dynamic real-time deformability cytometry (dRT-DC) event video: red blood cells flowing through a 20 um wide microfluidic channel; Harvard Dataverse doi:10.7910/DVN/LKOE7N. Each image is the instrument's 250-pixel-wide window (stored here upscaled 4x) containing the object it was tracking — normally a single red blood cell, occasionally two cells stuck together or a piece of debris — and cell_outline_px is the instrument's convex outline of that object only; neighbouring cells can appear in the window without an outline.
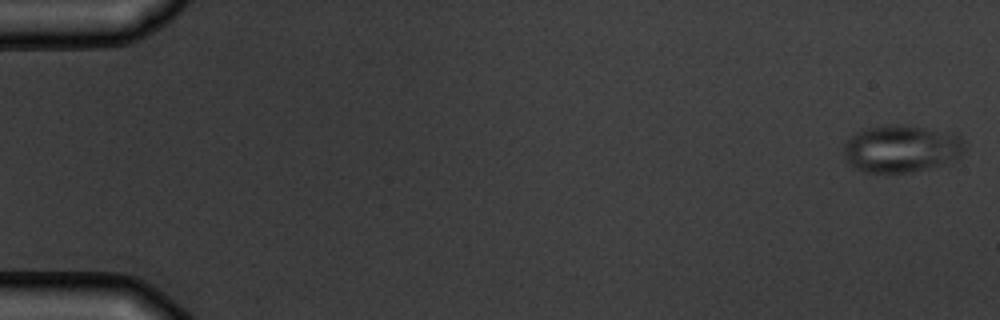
{"species": "common noctule bat (a hibernating species)", "species_latin": "Nyctalus noctula", "temperature_condition": "warm", "stored_images_in_passage": 7, "camera_frame_rate_fps": 3000, "um_per_image_px": 0.085, "animal": {"sex": "male", "body_mass_g": 19.5, "forearm_length_mm": 54.6}, "frame": {"image": 1, "passage_image": 1, "time_ms": 0.0, "image_size_px": [1000, 320], "cell_outline_px": [[964, 152], [960, 156], [952, 160], [940, 164], [912, 172], [864, 172], [856, 168], [844, 160], [844, 140], [856, 132], [864, 128], [892, 124], [900, 124], [960, 136], [964, 140]], "centroid_in_image_um": [76.53, 12.64], "position_along_channel_um": 8.5, "area_um2": 33.0}}